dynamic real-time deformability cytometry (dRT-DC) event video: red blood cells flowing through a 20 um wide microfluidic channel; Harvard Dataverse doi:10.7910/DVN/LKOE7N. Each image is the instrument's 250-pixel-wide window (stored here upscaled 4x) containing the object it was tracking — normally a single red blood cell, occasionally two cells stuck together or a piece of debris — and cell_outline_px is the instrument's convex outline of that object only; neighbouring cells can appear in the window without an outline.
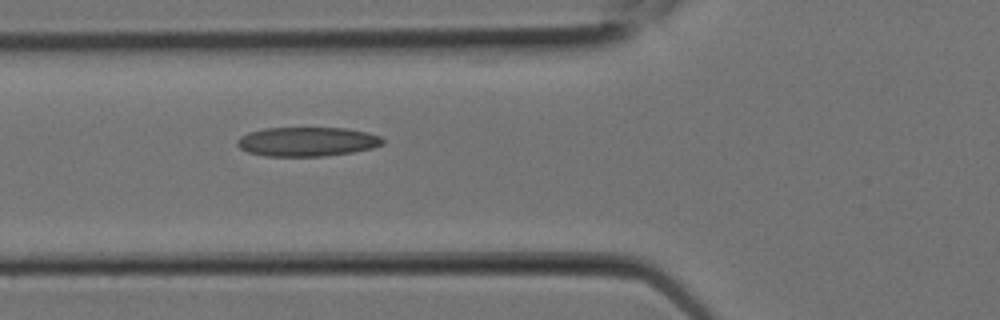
{"species": "Egyptian fruit bat (a non-hibernating species)", "species_latin": "Rousettus aegyptiacus", "temperature_condition": "room temperature", "stored_images_in_passage": 5, "camera_frame_rate_fps": 3000, "um_per_image_px": 0.085, "animal": {"sex": "female"}, "frame": {"image": 1, "passage_image": 5, "time_ms": 1.333, "image_size_px": [1000, 320], "cell_outline_px": [[384, 144], [372, 148], [352, 152], [324, 156], [264, 156], [248, 152], [240, 148], [236, 144], [236, 140], [240, 136], [248, 132], [264, 128], [344, 128], [368, 132], [380, 136], [384, 140]], "centroid_in_image_um": [26.09, 12.04], "position_along_channel_um": 99.7, "area_um2": 24.91}}